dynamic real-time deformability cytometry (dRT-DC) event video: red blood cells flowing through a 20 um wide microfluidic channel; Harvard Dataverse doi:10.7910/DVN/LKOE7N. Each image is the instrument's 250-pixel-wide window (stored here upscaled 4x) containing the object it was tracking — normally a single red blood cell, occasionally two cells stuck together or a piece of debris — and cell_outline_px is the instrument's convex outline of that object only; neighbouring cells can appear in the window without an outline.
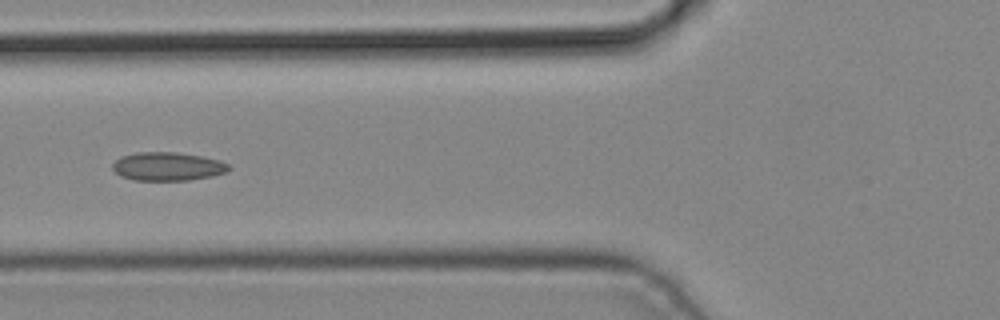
{"species": "common noctule bat (a hibernating species)", "species_latin": "Nyctalus noctula", "temperature_condition": "cold", "stored_images_in_passage": 4, "camera_frame_rate_fps": 3000, "um_per_image_px": 0.085, "animal": {"sex": "male", "body_mass_g": 19.2, "forearm_length_mm": 51.8}, "frame": {"image": 1, "passage_image": 4, "time_ms": 1.0, "image_size_px": [1000, 320], "cell_outline_px": [[232, 168], [228, 172], [212, 176], [188, 180], [132, 180], [120, 176], [112, 168], [112, 164], [120, 156], [136, 152], [176, 152], [204, 156], [220, 160], [228, 164]], "centroid_in_image_um": [14.27, 14.14], "position_along_channel_um": 111.5, "area_um2": 19.54}}